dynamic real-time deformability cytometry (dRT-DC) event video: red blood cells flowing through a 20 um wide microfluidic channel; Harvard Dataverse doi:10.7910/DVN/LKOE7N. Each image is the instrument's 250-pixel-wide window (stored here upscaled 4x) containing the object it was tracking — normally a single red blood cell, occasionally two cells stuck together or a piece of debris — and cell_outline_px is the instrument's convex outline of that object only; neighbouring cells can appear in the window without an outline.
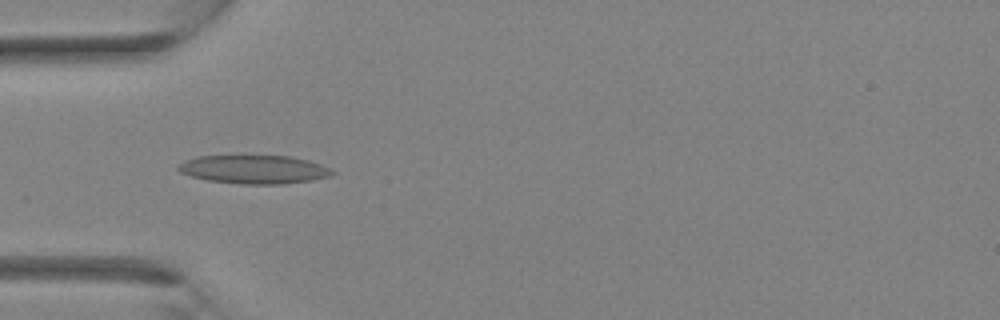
{"species": "Egyptian fruit bat (a non-hibernating species)", "species_latin": "Rousettus aegyptiacus", "temperature_condition": "room temperature", "stored_images_in_passage": 34, "camera_frame_rate_fps": 3000, "um_per_image_px": 0.085, "animal": {"sex": "female"}, "frame": {"image": 1, "passage_image": 10, "time_ms": 3.0, "image_size_px": [1000, 320], "cell_outline_px": [[336, 172], [332, 176], [312, 180], [284, 184], [240, 184], [208, 180], [192, 176], [180, 172], [176, 168], [176, 164], [184, 160], [196, 156], [288, 156], [308, 160], [320, 164]], "centroid_in_image_um": [21.57, 14.4], "position_along_channel_um": 63.4, "area_um2": 25.66}}
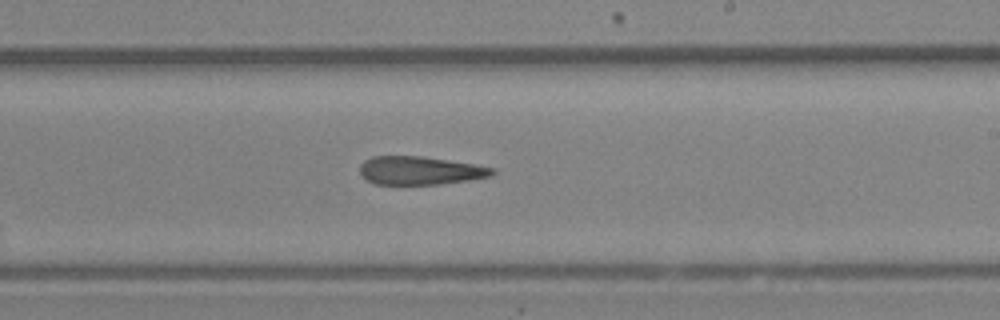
{"frame": {"image": 2, "passage_image": 20, "time_ms": 6.333, "image_size_px": [1000, 320], "cell_outline_px": [[496, 172], [492, 176], [468, 180], [440, 184], [372, 184], [360, 172], [360, 164], [364, 160], [372, 156], [424, 156], [476, 164], [496, 168]], "centroid_in_image_um": [35.74, 14.48], "position_along_channel_um": 253.3, "area_um2": 22.02}}
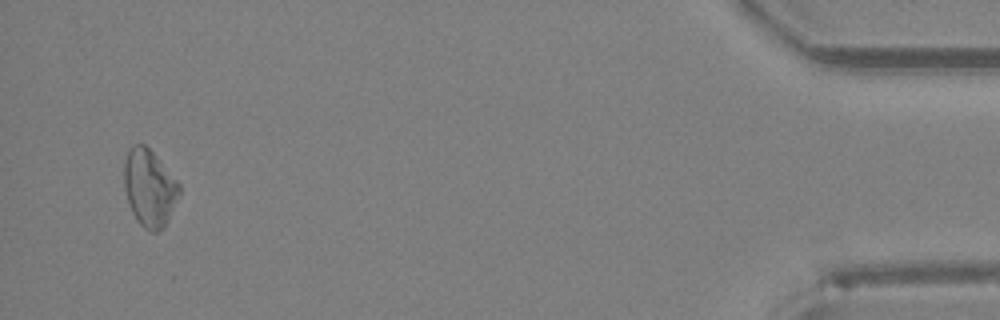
{"frame": {"image": 3, "passage_image": 33, "time_ms": 10.667, "image_size_px": [1000, 320], "cell_outline_px": [[180, 192], [168, 220], [164, 228], [156, 232], [148, 232], [136, 220], [132, 212], [124, 188], [124, 160], [128, 148], [132, 144], [144, 144], [156, 156], [180, 184]], "centroid_in_image_um": [12.68, 15.98], "position_along_channel_um": 422.5, "area_um2": 24.8}}